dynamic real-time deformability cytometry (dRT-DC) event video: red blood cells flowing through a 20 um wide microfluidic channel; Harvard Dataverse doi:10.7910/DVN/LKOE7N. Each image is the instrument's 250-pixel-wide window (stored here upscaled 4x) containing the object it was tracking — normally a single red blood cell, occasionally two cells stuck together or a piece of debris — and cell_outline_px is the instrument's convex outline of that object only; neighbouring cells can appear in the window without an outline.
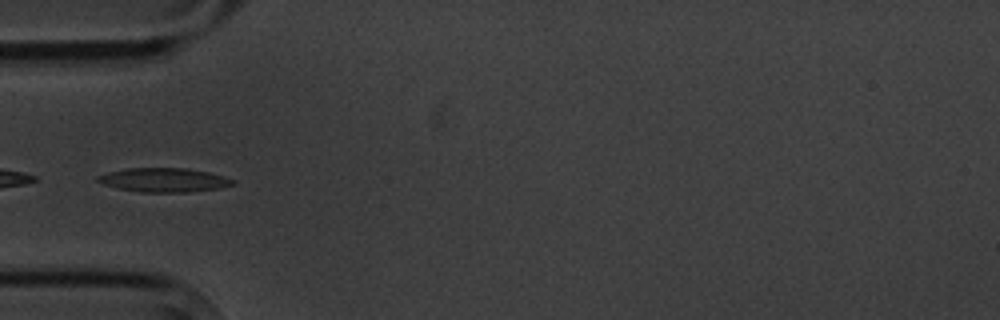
{"species": "common noctule bat (a hibernating species)", "species_latin": "Nyctalus noctula", "temperature_condition": "cold", "stored_images_in_passage": 6, "camera_frame_rate_fps": 3000, "um_per_image_px": 0.085, "animal": {"sex": "male", "body_mass_g": 20.1, "forearm_length_mm": 53.5}, "frame": {"image": 1, "passage_image": 6, "time_ms": 6.0, "image_size_px": [1000, 320], "cell_outline_px": [[236, 184], [220, 188], [188, 192], [140, 192], [116, 188], [104, 184], [96, 180], [96, 176], [108, 172], [128, 168], [188, 168], [208, 172], [224, 176], [236, 180]], "centroid_in_image_um": [13.96, 15.3], "position_along_channel_um": 71.0, "area_um2": 19.02}}